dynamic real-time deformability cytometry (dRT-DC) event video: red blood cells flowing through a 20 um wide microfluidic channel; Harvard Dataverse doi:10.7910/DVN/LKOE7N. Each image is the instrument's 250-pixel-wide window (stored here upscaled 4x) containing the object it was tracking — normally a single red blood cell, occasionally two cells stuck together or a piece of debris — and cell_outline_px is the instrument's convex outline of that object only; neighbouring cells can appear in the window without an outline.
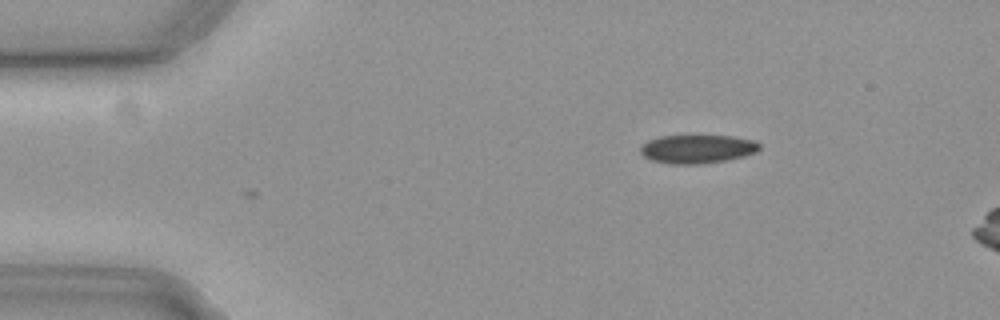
{"species": "common noctule bat (a hibernating species)", "species_latin": "Nyctalus noctula", "temperature_condition": "cold", "stored_images_in_passage": 2, "camera_frame_rate_fps": 3000, "um_per_image_px": 0.085, "animal": {"sex": "female", "body_mass_g": 19.3, "forearm_length_mm": 54.1}, "frame": {"image": 1, "passage_image": 1, "time_ms": 0.0, "image_size_px": [1000, 320], "cell_outline_px": [[760, 148], [756, 152], [744, 156], [728, 160], [700, 164], [672, 164], [652, 160], [644, 156], [640, 152], [640, 148], [648, 140], [660, 136], [732, 136], [752, 140], [760, 144]], "centroid_in_image_um": [59.28, 12.67], "position_along_channel_um": 25.7, "area_um2": 19.71}}